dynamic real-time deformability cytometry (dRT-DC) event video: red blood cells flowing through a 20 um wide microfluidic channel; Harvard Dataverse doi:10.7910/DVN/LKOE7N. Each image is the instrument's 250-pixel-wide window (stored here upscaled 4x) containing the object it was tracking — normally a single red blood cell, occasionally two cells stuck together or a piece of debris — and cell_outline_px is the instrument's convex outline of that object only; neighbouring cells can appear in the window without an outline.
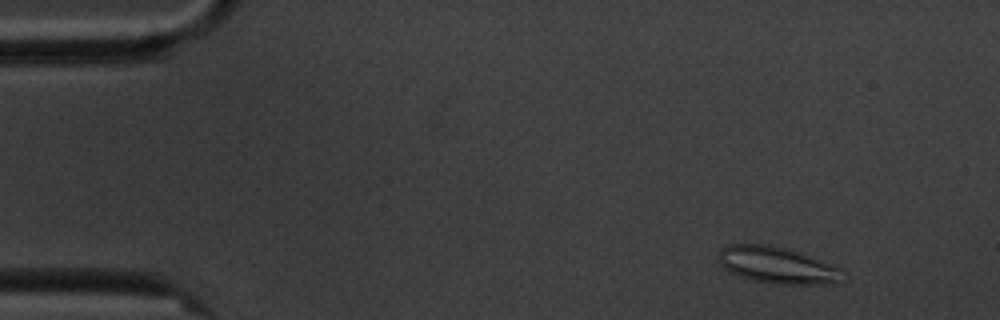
{"species": "common noctule bat (a hibernating species)", "species_latin": "Nyctalus noctula", "temperature_condition": "cold", "stored_images_in_passage": 5, "camera_frame_rate_fps": 3000, "um_per_image_px": 0.085, "animal": {"sex": "male", "body_mass_g": 20.1, "forearm_length_mm": 53.5}, "frame": {"image": 1, "passage_image": 2, "time_ms": 1.333, "image_size_px": [1000, 320], "cell_outline_px": [[840, 280], [836, 284], [780, 284], [756, 280], [740, 276], [728, 272], [720, 264], [716, 256], [720, 248], [728, 244], [768, 244], [800, 252], [840, 268]], "centroid_in_image_um": [65.98, 22.52], "position_along_channel_um": 19.0, "area_um2": 26.36}}
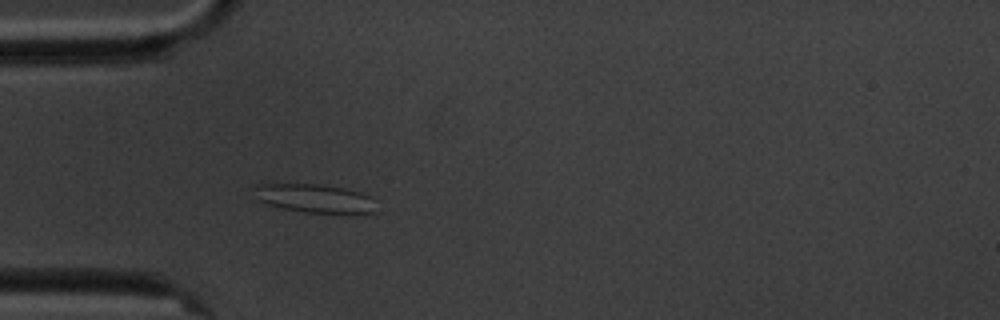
{"frame": {"image": 2, "passage_image": 5, "time_ms": 5.0, "image_size_px": [1000, 320], "cell_outline_px": [[376, 212], [304, 212], [284, 208], [268, 204], [256, 200], [252, 184], [316, 184], [340, 188], [360, 192], [372, 196], [376, 200]], "centroid_in_image_um": [26.71, 16.84], "position_along_channel_um": 58.3, "area_um2": 20.17}}